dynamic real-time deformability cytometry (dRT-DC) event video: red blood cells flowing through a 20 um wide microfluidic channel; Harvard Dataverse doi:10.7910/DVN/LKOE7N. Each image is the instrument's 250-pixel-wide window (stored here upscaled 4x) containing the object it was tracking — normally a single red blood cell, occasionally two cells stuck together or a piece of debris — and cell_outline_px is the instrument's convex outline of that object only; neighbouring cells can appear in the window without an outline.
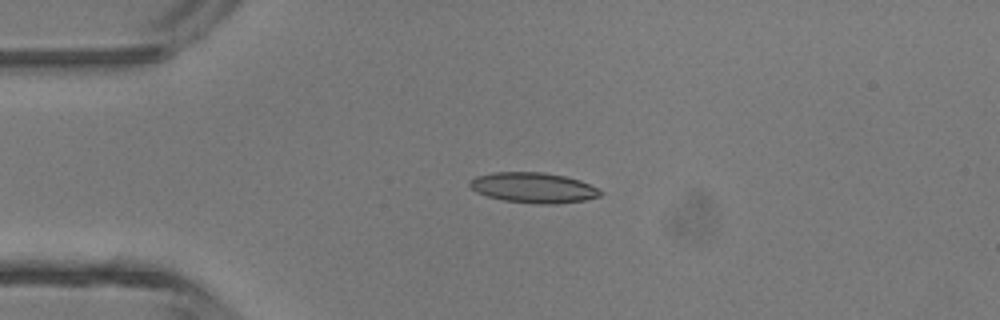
{"species": "common noctule bat (a hibernating species)", "species_latin": "Nyctalus noctula", "temperature_condition": "room temperature", "stored_images_in_passage": 4, "camera_frame_rate_fps": 3000, "um_per_image_px": 0.085, "animal": {"sex": "male", "body_mass_g": 13.3}, "frame": {"image": 1, "passage_image": 3, "time_ms": 2.333, "image_size_px": [1000, 320], "cell_outline_px": [[604, 192], [600, 196], [584, 200], [556, 204], [536, 204], [504, 200], [488, 196], [476, 192], [468, 184], [468, 180], [476, 176], [496, 172], [544, 172], [564, 176], [580, 180]], "centroid_in_image_um": [45.33, 15.95], "position_along_channel_um": 39.7, "area_um2": 23.06}}